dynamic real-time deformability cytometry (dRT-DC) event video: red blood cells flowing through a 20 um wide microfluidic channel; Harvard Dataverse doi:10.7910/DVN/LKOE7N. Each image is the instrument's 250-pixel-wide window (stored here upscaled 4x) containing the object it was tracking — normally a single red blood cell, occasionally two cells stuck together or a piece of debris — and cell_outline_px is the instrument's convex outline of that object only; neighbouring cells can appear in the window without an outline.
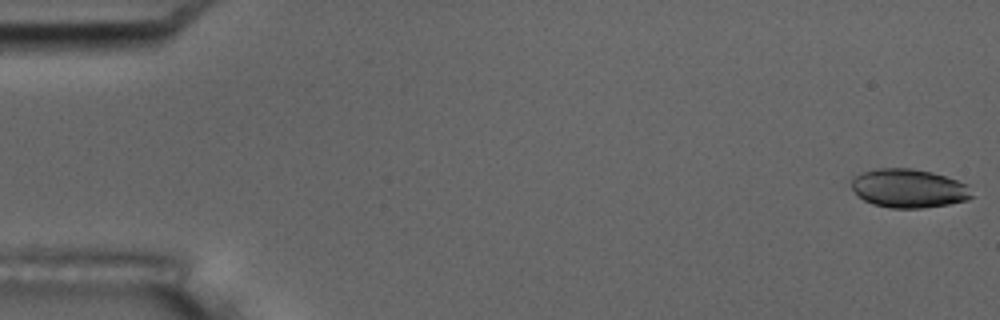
{"species": "common noctule bat (a hibernating species)", "species_latin": "Nyctalus noctula", "temperature_condition": "room temperature", "stored_images_in_passage": 54, "camera_frame_rate_fps": 3000, "um_per_image_px": 0.085, "animal": {"sex": "male", "body_mass_g": 17.5, "forearm_length_mm": 52.3}, "frame": {"image": 1, "passage_image": 1, "time_ms": 0.0, "image_size_px": [1000, 320], "cell_outline_px": [[976, 196], [968, 200], [948, 204], [924, 208], [888, 208], [872, 204], [864, 200], [852, 188], [852, 176], [860, 172], [876, 168], [912, 168], [932, 172], [968, 184]], "centroid_in_image_um": [77.27, 16.01], "position_along_channel_um": 7.7, "area_um2": 27.51}}
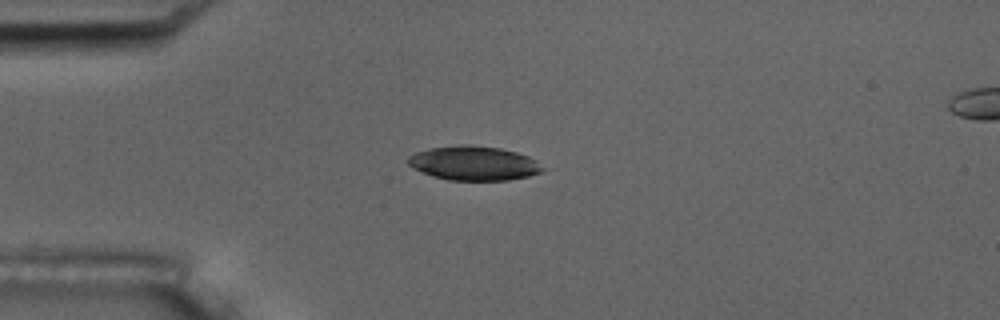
{"frame": {"image": 2, "passage_image": 14, "time_ms": 4.333, "image_size_px": [1000, 320], "cell_outline_px": [[548, 168], [540, 172], [528, 176], [508, 180], [448, 180], [432, 176], [412, 168], [408, 164], [408, 156], [416, 152], [428, 148], [460, 144], [472, 144], [500, 148], [516, 152], [528, 156], [536, 160]], "centroid_in_image_um": [40.28, 13.86], "position_along_channel_um": 44.7, "area_um2": 27.17}}
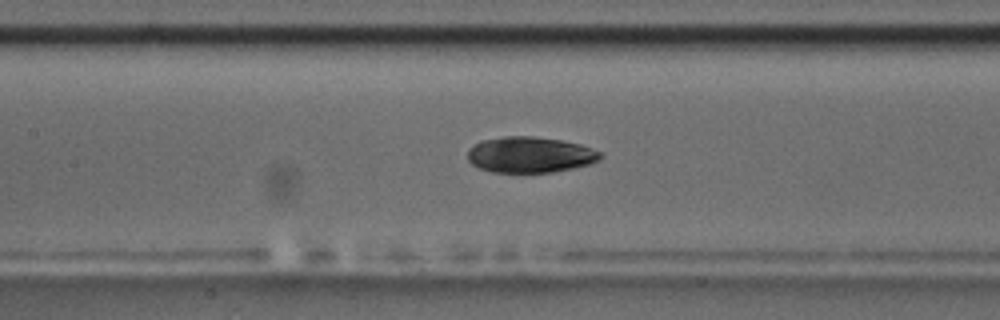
{"frame": {"image": 3, "passage_image": 25, "time_ms": 8.0, "image_size_px": [1000, 320], "cell_outline_px": [[604, 156], [600, 160], [592, 164], [552, 172], [492, 172], [480, 168], [472, 164], [468, 160], [468, 148], [480, 140], [504, 136], [532, 136], [560, 140], [580, 144], [600, 152]], "centroid_in_image_um": [45.05, 13.15], "position_along_channel_um": 162.4, "area_um2": 27.86}, "authors_computed_cell_mechanics": {"area_um2": 27.8596, "velocity_mm_per_s": 3.726, "shape_relaxation_time_tau1_ms": 9.1567, "shape_relaxation_time_tau2_ms": 6.4653, "deformation_change_tau1": 0.1127, "deformation_change_tau2": 0.1309}}